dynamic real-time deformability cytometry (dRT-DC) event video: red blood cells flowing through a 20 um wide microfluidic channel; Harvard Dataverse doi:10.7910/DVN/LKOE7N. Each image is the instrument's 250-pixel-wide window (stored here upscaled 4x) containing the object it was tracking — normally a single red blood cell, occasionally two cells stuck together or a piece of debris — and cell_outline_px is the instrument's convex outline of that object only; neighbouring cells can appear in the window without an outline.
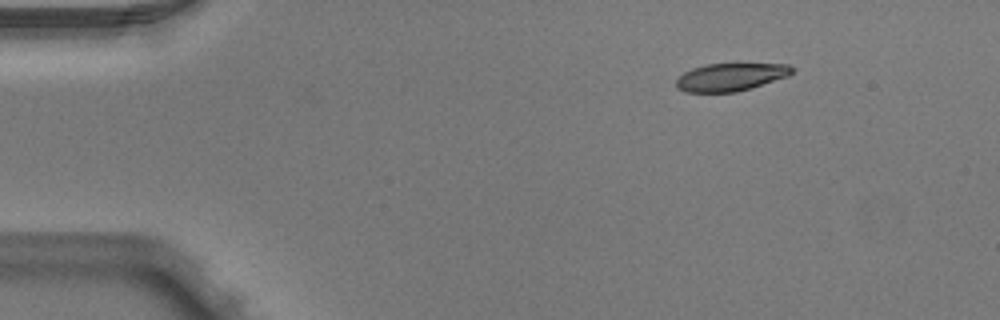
{"species": "Egyptian fruit bat (a non-hibernating species)", "species_latin": "Rousettus aegyptiacus", "temperature_condition": "warm", "stored_images_in_passage": 4, "camera_frame_rate_fps": 3000, "um_per_image_px": 0.085, "animal": {"sex": "male"}, "frame": {"image": 1, "passage_image": 1, "time_ms": 0.0, "image_size_px": [1000, 320], "cell_outline_px": [[796, 68], [788, 76], [752, 88], [736, 92], [684, 92], [676, 88], [676, 80], [684, 72], [692, 68], [704, 64], [788, 64]], "centroid_in_image_um": [62.1, 6.55], "position_along_channel_um": 22.9, "area_um2": 18.84}}
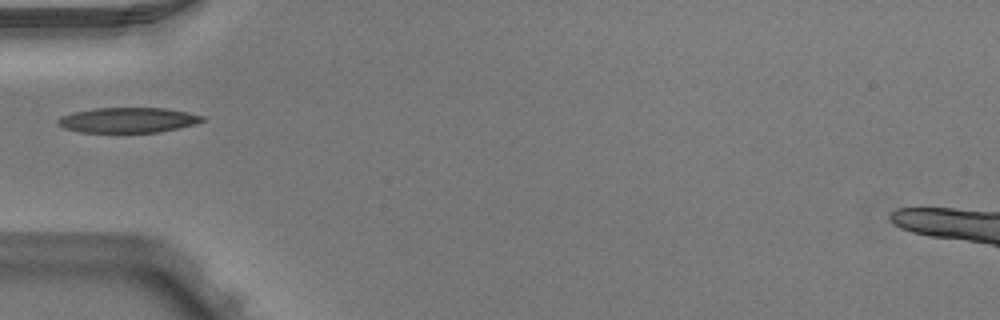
{"frame": {"image": 2, "passage_image": 3, "time_ms": 0.667, "image_size_px": [1000, 320], "cell_outline_px": [[204, 120], [196, 124], [180, 128], [160, 132], [80, 132], [64, 128], [56, 124], [56, 120], [72, 112], [92, 108], [164, 108], [188, 112], [204, 116]], "centroid_in_image_um": [10.88, 10.2], "position_along_channel_um": 74.1, "area_um2": 21.27}}
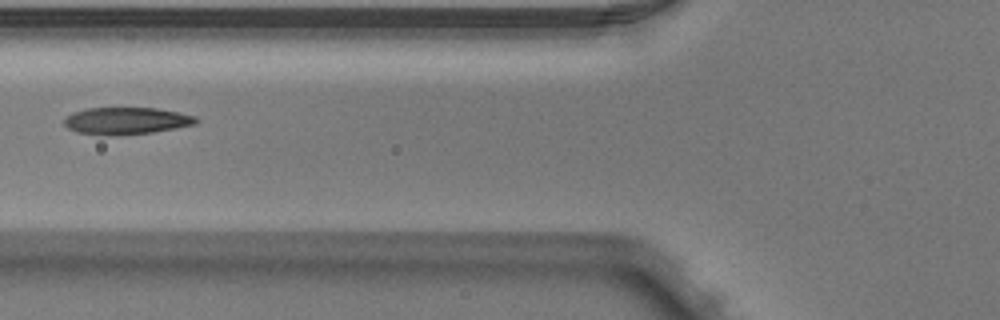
{"frame": {"image": 3, "passage_image": 4, "time_ms": 1.0, "image_size_px": [1000, 320], "cell_outline_px": [[200, 120], [196, 124], [176, 128], [152, 132], [76, 132], [68, 128], [64, 124], [64, 120], [72, 112], [88, 108], [156, 108], [196, 116]], "centroid_in_image_um": [10.81, 10.21], "position_along_channel_um": 115.0, "area_um2": 19.65}}